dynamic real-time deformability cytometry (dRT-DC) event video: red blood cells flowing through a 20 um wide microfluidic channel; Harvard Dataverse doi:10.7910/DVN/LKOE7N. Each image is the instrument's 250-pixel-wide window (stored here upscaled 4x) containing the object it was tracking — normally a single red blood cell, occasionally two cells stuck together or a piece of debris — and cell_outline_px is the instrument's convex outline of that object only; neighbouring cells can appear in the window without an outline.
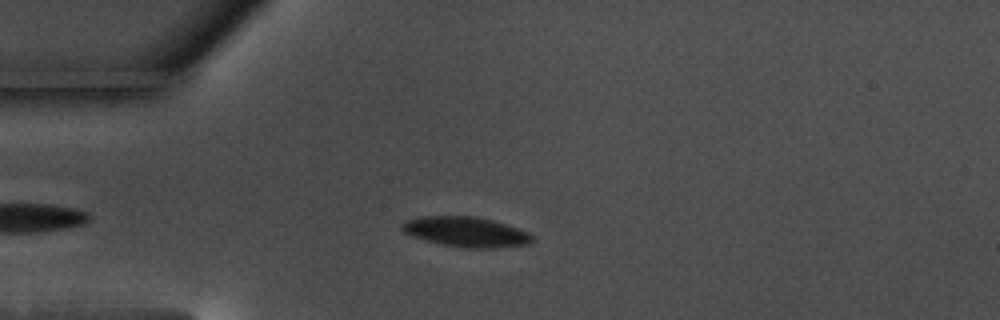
{"species": "common noctule bat (a hibernating species)", "species_latin": "Nyctalus noctula", "temperature_condition": "warm", "stored_images_in_passage": 48, "camera_frame_rate_fps": 3000, "um_per_image_px": 0.085, "animal": {"sex": "male", "body_mass_g": 17.5, "forearm_length_mm": 52.3}, "frame": {"image": 1, "passage_image": 9, "time_ms": 2.667, "image_size_px": [1000, 320], "cell_outline_px": [[532, 240], [528, 244], [496, 248], [468, 248], [444, 244], [412, 236], [404, 232], [400, 228], [400, 224], [404, 220], [420, 216], [476, 216], [492, 220], [528, 232], [532, 236]], "centroid_in_image_um": [39.56, 19.69], "position_along_channel_um": 45.4, "area_um2": 22.6}}
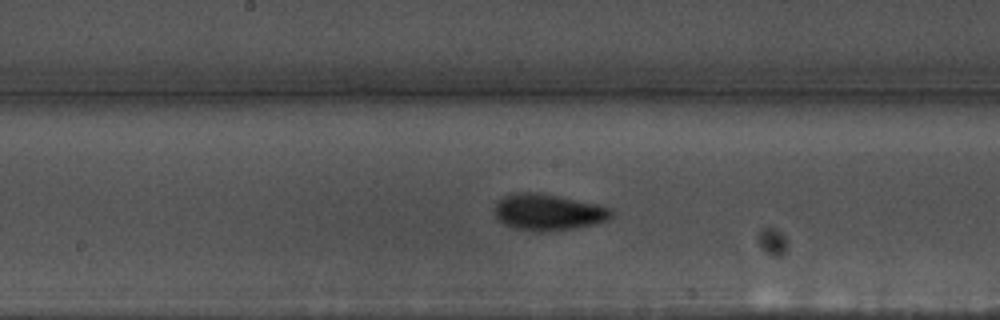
{"frame": {"image": 2, "passage_image": 24, "time_ms": 7.667, "image_size_px": [1000, 320], "cell_outline_px": [[612, 216], [608, 220], [592, 224], [572, 228], [544, 232], [536, 232], [512, 228], [504, 224], [496, 216], [496, 204], [504, 196], [520, 192], [536, 192], [596, 204], [612, 208]], "centroid_in_image_um": [46.59, 18.05], "position_along_channel_um": 201.6, "area_um2": 24.39}}
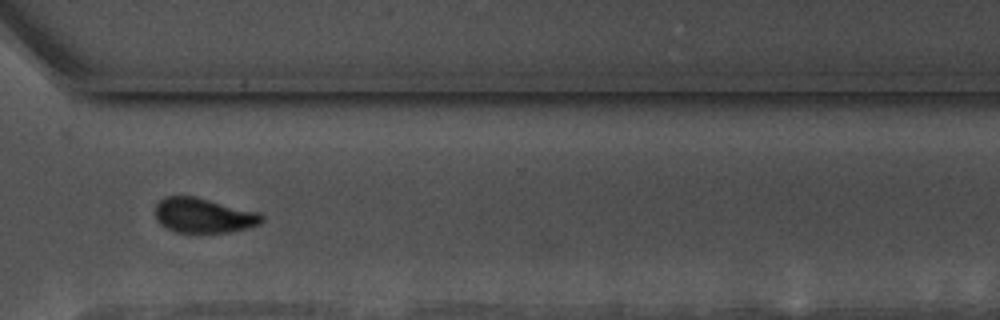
{"frame": {"image": 3, "passage_image": 37, "time_ms": 12.0, "image_size_px": [1000, 320], "cell_outline_px": [[264, 220], [260, 224], [228, 232], [176, 232], [160, 224], [156, 220], [156, 204], [164, 196], [196, 196], [260, 212], [264, 216]], "centroid_in_image_um": [17.31, 18.29], "position_along_channel_um": 353.3, "area_um2": 21.68}, "authors_computed_cell_mechanics": {"area_um2": 22.3108, "velocity_mm_per_s": 3.4938, "shape_relaxation_time_tau1_ms": 2.827, "shape_relaxation_time_tau2_ms": 2.6142, "deformation_change_tau1": 0.1056, "deformation_change_tau2": 0.0752}}